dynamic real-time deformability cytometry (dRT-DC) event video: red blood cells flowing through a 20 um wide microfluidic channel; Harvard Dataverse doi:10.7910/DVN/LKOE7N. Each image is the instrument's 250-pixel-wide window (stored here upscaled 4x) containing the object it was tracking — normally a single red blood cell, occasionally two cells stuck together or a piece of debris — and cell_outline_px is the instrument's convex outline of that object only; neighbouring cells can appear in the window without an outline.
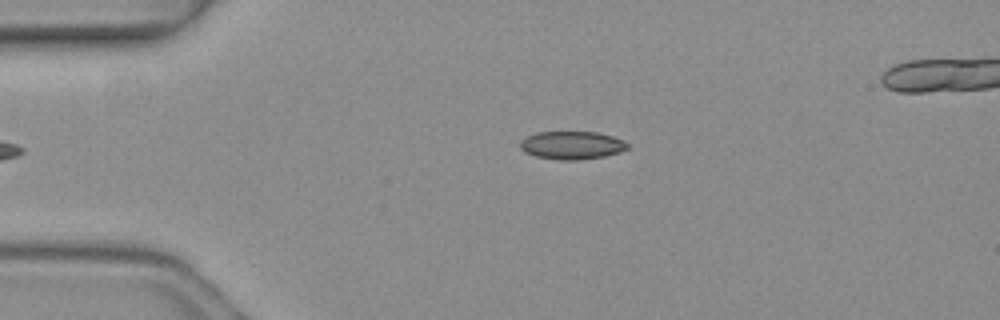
{"species": "common noctule bat (a hibernating species)", "species_latin": "Nyctalus noctula", "temperature_condition": "warm", "stored_images_in_passage": 5, "camera_frame_rate_fps": 3000, "um_per_image_px": 0.085, "animal": {"sex": "female", "body_mass_g": 19.3, "forearm_length_mm": 54.1}, "frame": {"image": 1, "passage_image": 5, "time_ms": 1.333, "image_size_px": [1000, 320], "cell_outline_px": [[628, 148], [620, 152], [604, 156], [580, 160], [556, 160], [536, 156], [524, 152], [520, 148], [520, 140], [536, 132], [596, 132], [612, 136], [624, 140], [628, 144]], "centroid_in_image_um": [48.6, 12.35], "position_along_channel_um": 36.4, "area_um2": 17.63}}